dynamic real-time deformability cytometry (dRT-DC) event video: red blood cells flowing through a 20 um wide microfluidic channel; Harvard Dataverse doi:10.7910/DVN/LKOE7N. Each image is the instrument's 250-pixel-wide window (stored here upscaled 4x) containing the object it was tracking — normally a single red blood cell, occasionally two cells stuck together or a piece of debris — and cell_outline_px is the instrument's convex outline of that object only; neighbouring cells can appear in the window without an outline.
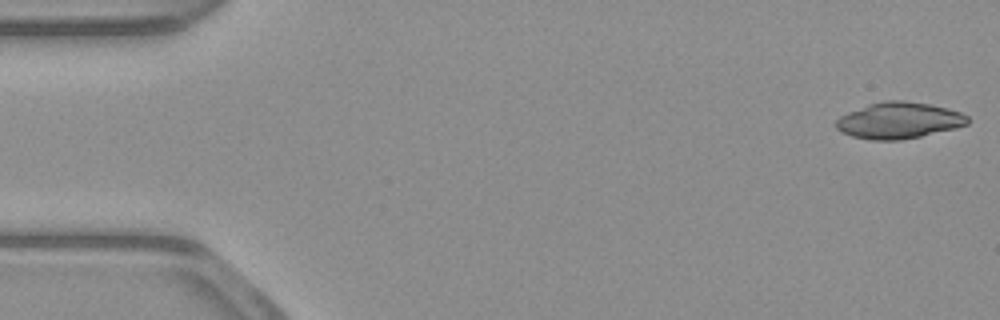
{"species": "common noctule bat (a hibernating species)", "species_latin": "Nyctalus noctula", "temperature_condition": "warm", "stored_images_in_passage": 52, "camera_frame_rate_fps": 3000, "um_per_image_px": 0.085, "animal": {"sex": "male", "body_mass_g": 23.1, "forearm_length_mm": 52.7}, "frame": {"image": 1, "passage_image": 1, "time_ms": 0.0, "image_size_px": [1000, 320], "cell_outline_px": [[968, 124], [956, 128], [920, 136], [900, 140], [868, 140], [852, 136], [840, 132], [836, 128], [836, 120], [840, 116], [848, 112], [868, 104], [884, 100], [904, 100], [928, 104], [948, 108], [960, 112], [968, 116]], "centroid_in_image_um": [76.39, 10.24], "position_along_channel_um": 8.6, "area_um2": 27.92}}